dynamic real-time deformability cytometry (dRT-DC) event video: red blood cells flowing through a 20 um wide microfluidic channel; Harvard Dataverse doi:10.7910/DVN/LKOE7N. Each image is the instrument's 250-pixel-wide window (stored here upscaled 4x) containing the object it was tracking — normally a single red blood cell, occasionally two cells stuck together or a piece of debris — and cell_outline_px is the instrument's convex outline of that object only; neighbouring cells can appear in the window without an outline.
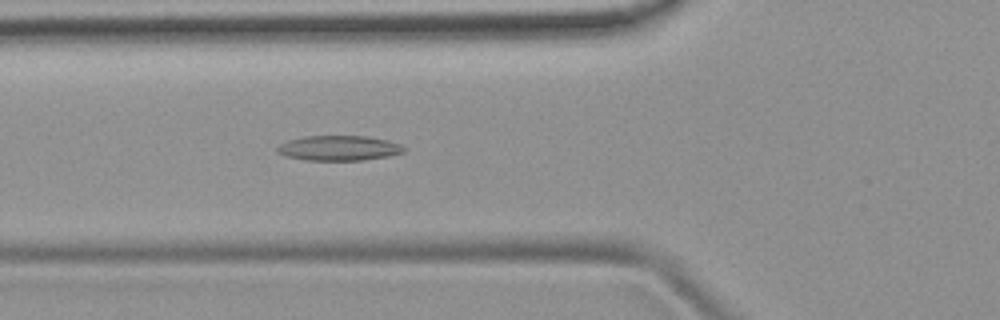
{"species": "common noctule bat (a hibernating species)", "species_latin": "Nyctalus noctula", "temperature_condition": "room temperature", "stored_images_in_passage": 40, "camera_frame_rate_fps": 3000, "um_per_image_px": 0.085, "animal": {"sex": "female", "body_mass_g": 19.9}, "frame": {"image": 1, "passage_image": 8, "time_ms": 2.333, "image_size_px": [1000, 320], "cell_outline_px": [[404, 152], [388, 156], [364, 160], [304, 160], [284, 156], [276, 152], [276, 148], [280, 144], [288, 140], [304, 136], [368, 136], [388, 140], [400, 144], [404, 148]], "centroid_in_image_um": [28.77, 12.59], "position_along_channel_um": 97.0, "area_um2": 18.55}}
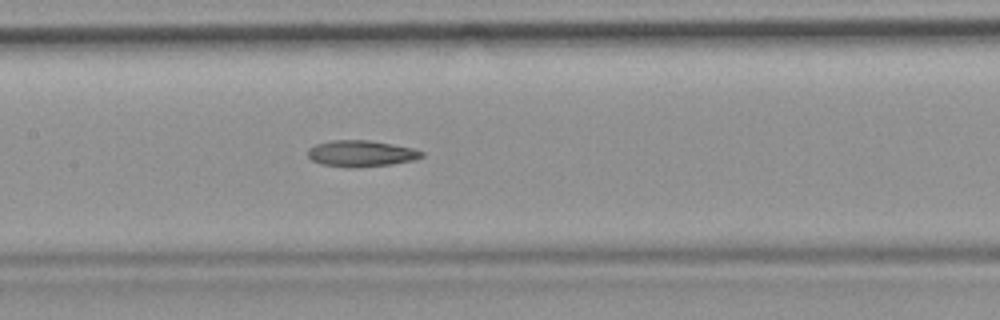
{"frame": {"image": 2, "passage_image": 14, "time_ms": 4.333, "image_size_px": [1000, 320], "cell_outline_px": [[424, 156], [416, 160], [392, 164], [356, 168], [344, 168], [320, 164], [312, 160], [308, 156], [308, 148], [316, 144], [332, 140], [368, 140], [412, 148], [424, 152]], "centroid_in_image_um": [30.68, 13.07], "position_along_channel_um": 176.7, "area_um2": 17.63}}
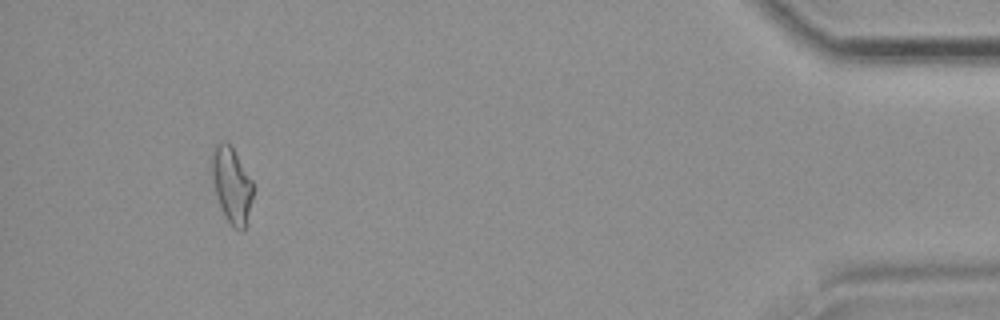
{"frame": {"image": 3, "passage_image": 37, "time_ms": 12.0, "image_size_px": [1000, 320], "cell_outline_px": [[252, 196], [244, 232], [236, 228], [228, 220], [220, 204], [208, 172], [208, 160], [216, 144], [224, 140], [228, 140], [232, 144], [252, 180]], "centroid_in_image_um": [19.63, 15.58], "position_along_channel_um": 415.6, "area_um2": 18.61}, "authors_computed_cell_mechanics": {"area_um2": 17.6001, "velocity_mm_per_s": 3.9759, "shape_relaxation_time_tau1_ms": null, "shape_relaxation_time_tau2_ms": 8.6278, "deformation_change_tau1": null, "deformation_change_tau2": 0.2135}}